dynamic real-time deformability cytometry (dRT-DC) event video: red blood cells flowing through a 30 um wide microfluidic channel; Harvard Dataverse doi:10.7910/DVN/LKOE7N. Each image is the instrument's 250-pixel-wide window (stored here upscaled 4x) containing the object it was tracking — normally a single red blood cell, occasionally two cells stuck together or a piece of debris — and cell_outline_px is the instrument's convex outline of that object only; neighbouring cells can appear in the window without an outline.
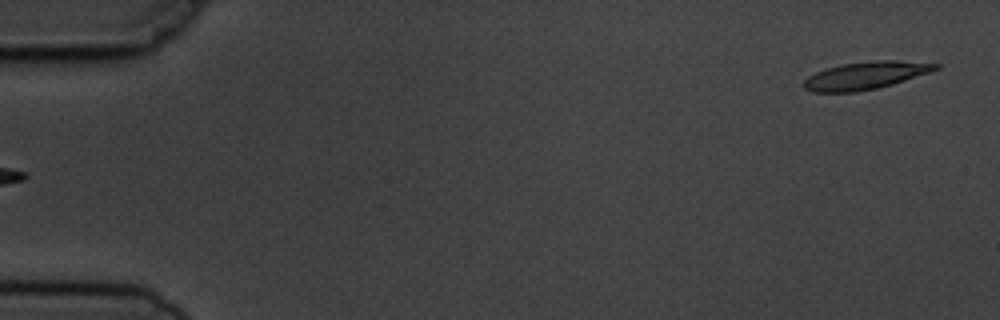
{"species": "common noctule bat (a hibernating species)", "species_latin": "Nyctalus noctula", "temperature_condition": "cold", "stored_images_in_passage": 6, "camera_frame_rate_fps": 3000, "um_per_image_px": 0.085, "animal": {"sex": "male", "body_mass_g": 19.5, "forearm_length_mm": 54.6}, "frame": {"image": 1, "passage_image": 6, "time_ms": 5.667, "image_size_px": [1000, 320], "cell_outline_px": [[940, 68], [892, 84], [876, 88], [852, 92], [812, 92], [804, 88], [804, 80], [808, 76], [824, 68], [840, 64], [876, 60], [896, 60], [940, 64]], "centroid_in_image_um": [73.52, 6.41], "position_along_channel_um": 11.5, "area_um2": 20.98}}